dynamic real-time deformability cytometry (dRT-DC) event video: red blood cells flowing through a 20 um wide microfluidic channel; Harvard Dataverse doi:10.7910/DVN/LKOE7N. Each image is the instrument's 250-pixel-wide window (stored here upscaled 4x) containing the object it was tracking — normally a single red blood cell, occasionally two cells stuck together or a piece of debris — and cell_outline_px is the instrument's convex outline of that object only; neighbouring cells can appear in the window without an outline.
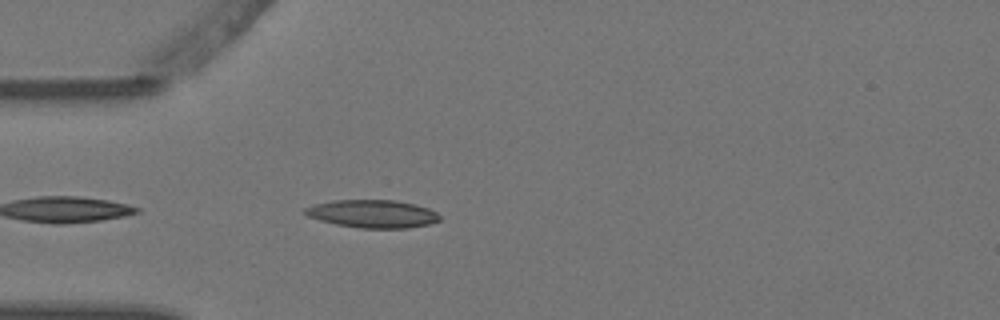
{"species": "Egyptian fruit bat (a non-hibernating species)", "species_latin": "Rousettus aegyptiacus", "temperature_condition": "warm", "stored_images_in_passage": 3, "camera_frame_rate_fps": 3000, "um_per_image_px": 0.085, "animal": {"sex": "female"}, "frame": {"image": 1, "passage_image": 3, "time_ms": 0.667, "image_size_px": [1000, 320], "cell_outline_px": [[440, 220], [428, 224], [408, 228], [360, 228], [336, 224], [320, 220], [308, 216], [300, 212], [304, 208], [316, 204], [332, 200], [392, 200], [416, 204], [428, 208], [436, 212], [440, 216]], "centroid_in_image_um": [31.65, 18.17], "position_along_channel_um": 53.4, "area_um2": 21.91}}